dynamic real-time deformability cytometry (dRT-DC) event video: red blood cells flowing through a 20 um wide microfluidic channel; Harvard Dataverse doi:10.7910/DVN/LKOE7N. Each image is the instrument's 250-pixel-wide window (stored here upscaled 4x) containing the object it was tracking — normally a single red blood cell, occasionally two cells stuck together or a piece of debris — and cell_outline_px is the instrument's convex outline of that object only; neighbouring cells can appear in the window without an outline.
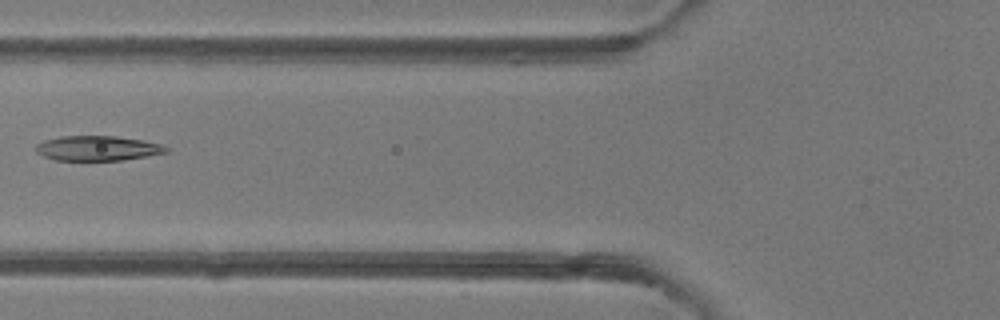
{"species": "common noctule bat (a hibernating species)", "species_latin": "Nyctalus noctula", "temperature_condition": "room temperature", "stored_images_in_passage": 5, "camera_frame_rate_fps": 3000, "um_per_image_px": 0.085, "animal": {"sex": "female"}, "frame": {"image": 1, "passage_image": 5, "time_ms": 5.667, "image_size_px": [1000, 320], "cell_outline_px": [[168, 152], [124, 160], [56, 160], [44, 156], [36, 152], [36, 144], [44, 140], [60, 136], [116, 136], [144, 140], [164, 144], [168, 148]], "centroid_in_image_um": [8.32, 12.59], "position_along_channel_um": 117.5, "area_um2": 18.96}}